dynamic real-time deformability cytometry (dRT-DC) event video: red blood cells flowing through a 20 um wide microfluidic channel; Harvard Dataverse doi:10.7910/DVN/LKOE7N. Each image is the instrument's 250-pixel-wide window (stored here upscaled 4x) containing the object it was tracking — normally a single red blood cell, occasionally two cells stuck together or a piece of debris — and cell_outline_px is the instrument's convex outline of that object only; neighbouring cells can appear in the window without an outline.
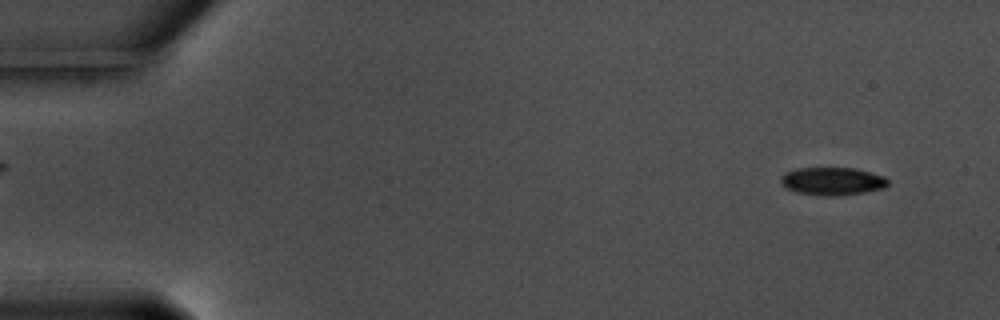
{"species": "common noctule bat (a hibernating species)", "species_latin": "Nyctalus noctula", "temperature_condition": "warm", "stored_images_in_passage": 57, "camera_frame_rate_fps": 3000, "um_per_image_px": 0.085, "animal": {"sex": "male", "body_mass_g": 17.5, "forearm_length_mm": 52.3}, "frame": {"image": 1, "passage_image": 4, "time_ms": 1.0, "image_size_px": [1000, 320], "cell_outline_px": [[888, 184], [884, 188], [864, 192], [840, 196], [828, 196], [796, 192], [788, 188], [780, 180], [780, 176], [784, 172], [796, 168], [856, 168], [884, 176], [888, 180]], "centroid_in_image_um": [70.76, 15.39], "position_along_channel_um": 14.2, "area_um2": 17.4}}
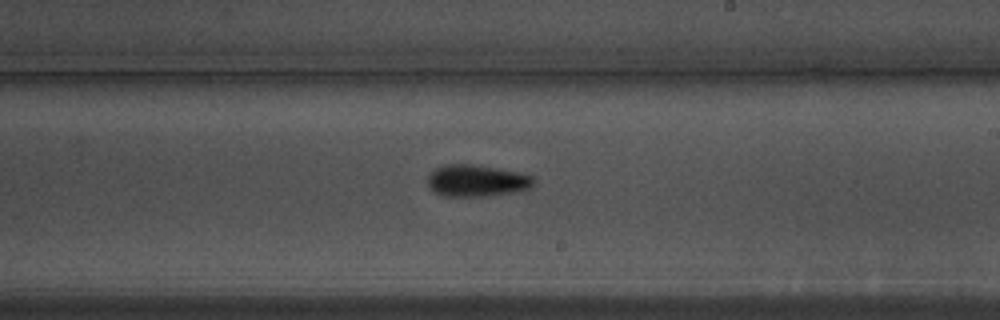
{"frame": {"image": 2, "passage_image": 34, "time_ms": 11.0, "image_size_px": [1000, 320], "cell_outline_px": [[536, 180], [532, 188], [516, 192], [484, 196], [440, 196], [432, 192], [428, 188], [428, 176], [436, 168], [448, 164], [472, 164], [496, 168], [516, 172], [532, 176]], "centroid_in_image_um": [40.51, 15.37], "position_along_channel_um": 248.5, "area_um2": 19.77}}
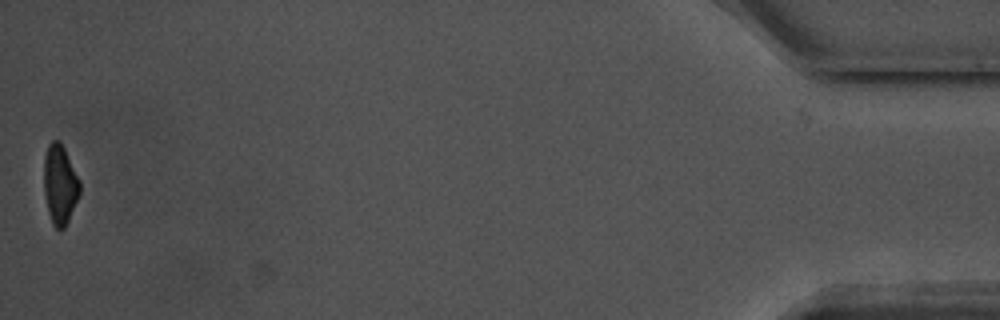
{"frame": {"image": 3, "passage_image": 57, "time_ms": 18.667, "image_size_px": [1000, 320], "cell_outline_px": [[80, 192], [68, 220], [64, 228], [56, 228], [52, 224], [48, 212], [44, 192], [44, 156], [48, 144], [52, 140], [60, 140], [80, 180]], "centroid_in_image_um": [5.08, 15.64], "position_along_channel_um": 430.1, "area_um2": 16.53}, "authors_computed_cell_mechanics": {"area_um2": 17.8602, "velocity_mm_per_s": 3.5848, "shape_relaxation_time_tau1_ms": 2.6808, "shape_relaxation_time_tau2_ms": 5.7059, "deformation_change_tau1": 0.1088, "deformation_change_tau2": 0.1182}}